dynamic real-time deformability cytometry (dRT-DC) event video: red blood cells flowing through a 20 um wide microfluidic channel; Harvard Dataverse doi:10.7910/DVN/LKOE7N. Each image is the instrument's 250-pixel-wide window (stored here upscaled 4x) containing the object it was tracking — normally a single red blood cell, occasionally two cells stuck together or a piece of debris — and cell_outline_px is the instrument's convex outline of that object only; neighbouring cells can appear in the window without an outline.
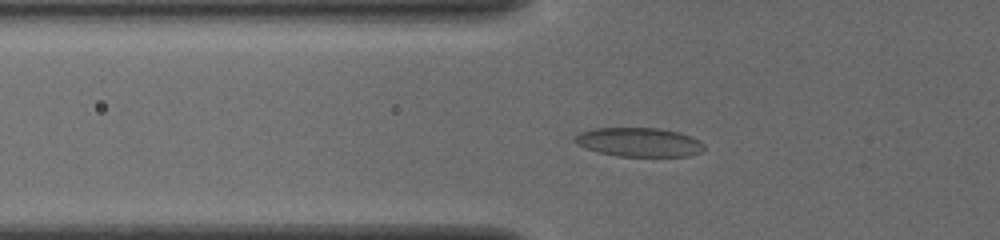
{"species": "common noctule bat (a hibernating species)", "species_latin": "Nyctalus noctula", "temperature_condition": "cold", "stored_images_in_passage": 52, "camera_frame_rate_fps": 3000, "um_per_image_px": 0.085, "animal": {"sex": "female", "body_mass_g": 19.5, "forearm_length_mm": 54.1}, "frame": {"image": 1, "passage_image": 18, "time_ms": 5.667, "image_size_px": [1000, 240], "cell_outline_px": [[704, 148], [700, 152], [688, 156], [616, 156], [584, 148], [576, 144], [572, 140], [580, 132], [592, 128], [656, 128], [680, 132], [700, 140], [704, 144]], "centroid_in_image_um": [54.3, 12.08], "position_along_channel_um": 71.5, "area_um2": 21.91}}
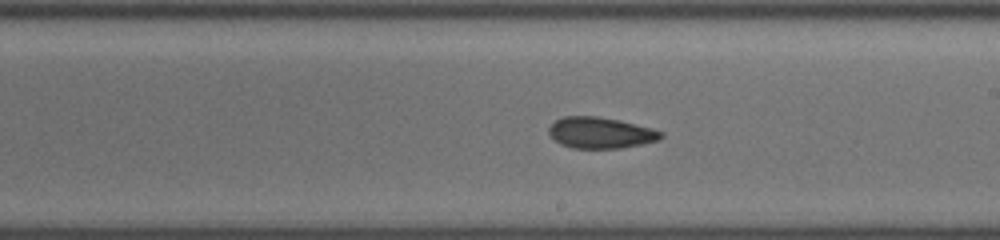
{"frame": {"image": 2, "passage_image": 31, "time_ms": 10.0, "image_size_px": [1000, 240], "cell_outline_px": [[664, 136], [660, 140], [620, 148], [572, 148], [560, 144], [548, 132], [548, 128], [556, 120], [564, 116], [596, 116], [620, 120], [652, 128], [664, 132]], "centroid_in_image_um": [51.07, 11.28], "position_along_channel_um": 237.9, "area_um2": 20.35}}
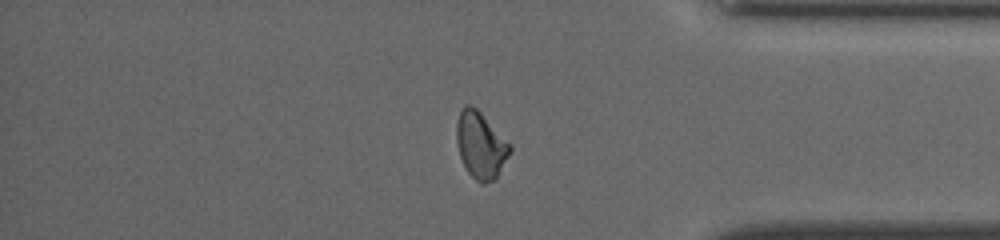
{"frame": {"image": 3, "passage_image": 44, "time_ms": 14.333, "image_size_px": [1000, 240], "cell_outline_px": [[512, 152], [496, 180], [484, 184], [480, 184], [468, 172], [460, 156], [456, 140], [456, 124], [460, 108], [464, 104], [468, 104], [476, 108], [512, 144]], "centroid_in_image_um": [40.88, 12.35], "position_along_channel_um": 394.3, "area_um2": 21.15}}